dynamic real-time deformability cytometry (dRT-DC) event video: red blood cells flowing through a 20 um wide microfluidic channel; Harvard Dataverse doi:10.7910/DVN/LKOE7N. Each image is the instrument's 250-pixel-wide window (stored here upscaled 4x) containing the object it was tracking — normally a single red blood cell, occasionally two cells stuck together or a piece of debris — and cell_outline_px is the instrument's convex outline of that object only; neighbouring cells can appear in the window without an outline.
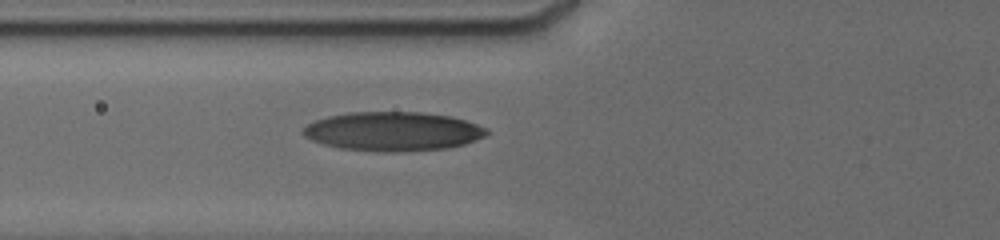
{"species": "human", "species_latin": "Homo sapiens", "temperature_condition": "cold", "stored_images_in_passage": 12, "camera_frame_rate_fps": 3000, "um_per_image_px": 0.085, "donor": {"sex": "male"}, "frame": {"image": 1, "passage_image": 12, "time_ms": 7.667, "image_size_px": [1000, 240], "cell_outline_px": [[488, 132], [484, 136], [464, 144], [448, 148], [400, 152], [388, 152], [340, 148], [324, 144], [312, 140], [304, 136], [300, 132], [308, 124], [316, 120], [328, 116], [348, 112], [420, 112], [452, 116], [488, 128]], "centroid_in_image_um": [33.39, 11.16], "position_along_channel_um": 92.4, "area_um2": 41.73}}